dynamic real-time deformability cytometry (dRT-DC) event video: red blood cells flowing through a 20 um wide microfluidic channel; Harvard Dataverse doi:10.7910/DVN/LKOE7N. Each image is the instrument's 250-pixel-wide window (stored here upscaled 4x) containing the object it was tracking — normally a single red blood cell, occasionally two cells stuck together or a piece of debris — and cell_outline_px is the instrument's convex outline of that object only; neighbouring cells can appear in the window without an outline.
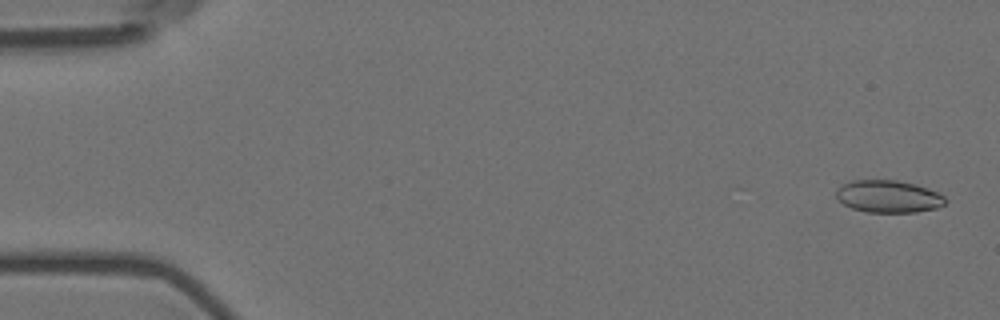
{"species": "Egyptian fruit bat (a non-hibernating species)", "species_latin": "Rousettus aegyptiacus", "temperature_condition": "room temperature", "stored_images_in_passage": 3, "camera_frame_rate_fps": 3000, "um_per_image_px": 0.085, "animal": {"sex": "female"}, "frame": {"image": 1, "passage_image": 1, "time_ms": 0.0, "image_size_px": [1000, 320], "cell_outline_px": [[948, 200], [944, 204], [936, 208], [916, 212], [864, 212], [852, 208], [836, 200], [836, 188], [840, 184], [852, 180], [896, 180], [916, 184], [928, 188], [944, 196]], "centroid_in_image_um": [75.47, 16.69], "position_along_channel_um": 9.5, "area_um2": 20.81}}